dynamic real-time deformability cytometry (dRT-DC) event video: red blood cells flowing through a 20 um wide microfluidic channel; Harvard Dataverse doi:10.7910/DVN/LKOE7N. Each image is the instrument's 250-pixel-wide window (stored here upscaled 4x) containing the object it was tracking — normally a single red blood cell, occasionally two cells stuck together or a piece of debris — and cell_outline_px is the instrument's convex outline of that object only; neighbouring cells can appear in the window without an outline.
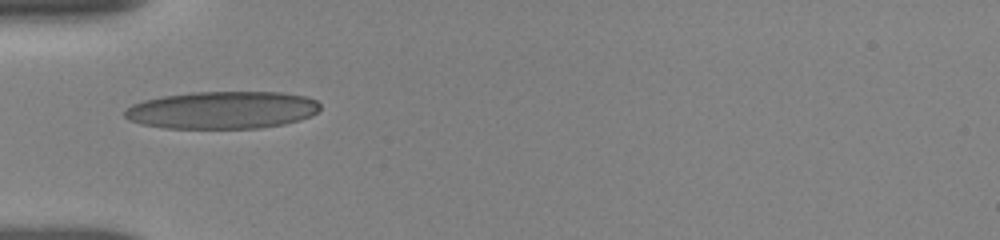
{"species": "human", "species_latin": "Homo sapiens", "temperature_condition": "room temperature", "stored_images_in_passage": 35, "camera_frame_rate_fps": 3000, "um_per_image_px": 0.085, "donor": {"sex": "female"}, "frame": {"image": 1, "passage_image": 1, "time_ms": 0.0, "image_size_px": [1000, 240], "cell_outline_px": [[320, 108], [316, 112], [300, 120], [284, 124], [260, 128], [164, 128], [140, 124], [128, 120], [124, 116], [124, 112], [132, 104], [144, 100], [164, 96], [192, 92], [280, 92], [304, 96], [316, 100], [320, 104]], "centroid_in_image_um": [18.87, 9.36], "position_along_channel_um": 66.1, "area_um2": 42.66}}
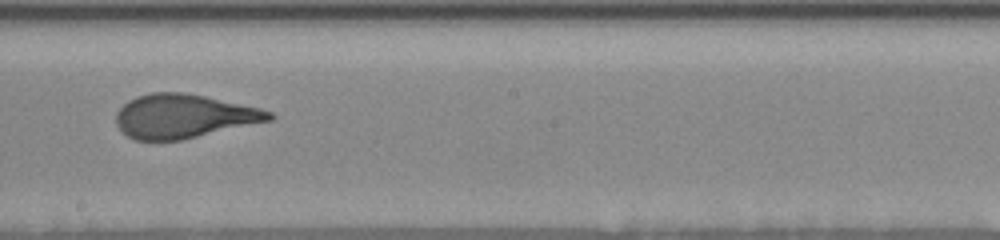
{"frame": {"image": 2, "passage_image": 20, "time_ms": 4.333, "image_size_px": [1000, 240], "cell_outline_px": [[276, 116], [272, 120], [180, 140], [136, 140], [128, 136], [116, 124], [116, 112], [128, 100], [136, 96], [152, 92], [180, 92], [204, 96], [260, 108], [272, 112]], "centroid_in_image_um": [15.61, 9.87], "position_along_channel_um": 232.6, "area_um2": 38.84}}
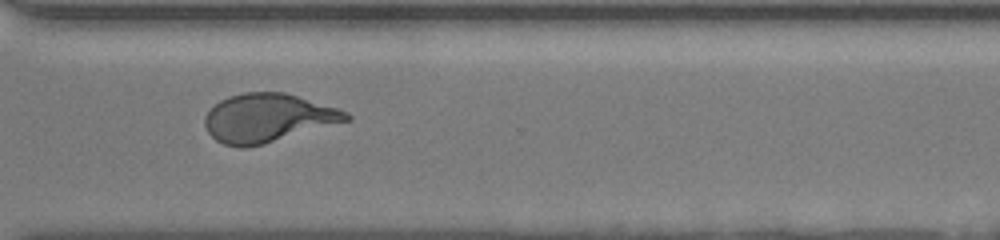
{"frame": {"image": 3, "passage_image": 34, "time_ms": 7.333, "image_size_px": [1000, 240], "cell_outline_px": [[352, 120], [264, 144], [244, 148], [240, 148], [224, 144], [216, 140], [208, 132], [204, 124], [204, 116], [220, 100], [228, 96], [244, 92], [284, 92], [336, 108], [348, 112], [352, 116]], "centroid_in_image_um": [22.77, 10.04], "position_along_channel_um": 347.8, "area_um2": 39.94}}